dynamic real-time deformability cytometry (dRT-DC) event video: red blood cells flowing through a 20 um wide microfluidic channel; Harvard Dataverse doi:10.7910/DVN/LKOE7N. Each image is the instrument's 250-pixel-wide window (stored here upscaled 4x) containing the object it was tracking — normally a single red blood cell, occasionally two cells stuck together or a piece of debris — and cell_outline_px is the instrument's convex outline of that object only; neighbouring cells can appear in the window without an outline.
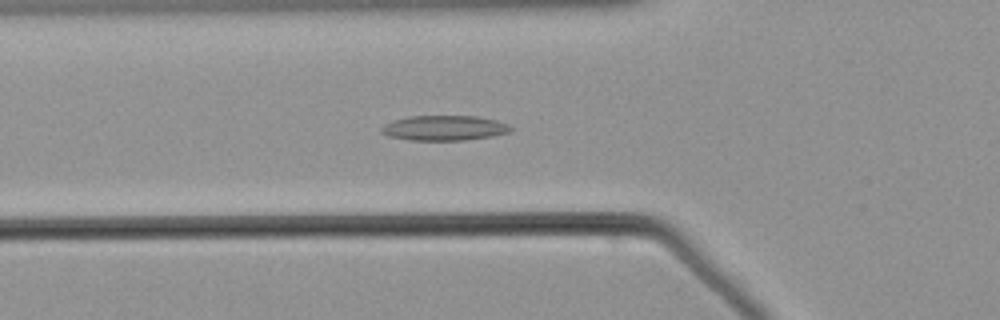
{"species": "common noctule bat (a hibernating species)", "species_latin": "Nyctalus noctula", "temperature_condition": "warm", "stored_images_in_passage": 43, "camera_frame_rate_fps": 3000, "um_per_image_px": 0.085, "animal": {"sex": "male", "body_mass_g": 21.5, "forearm_length_mm": 52.0}, "frame": {"image": 1, "passage_image": 10, "time_ms": 3.0, "image_size_px": [1000, 320], "cell_outline_px": [[516, 128], [512, 132], [492, 136], [464, 140], [408, 140], [388, 136], [380, 132], [380, 128], [384, 124], [408, 116], [476, 116], [496, 120], [508, 124]], "centroid_in_image_um": [37.8, 10.88], "position_along_channel_um": 88.0, "area_um2": 19.02}}
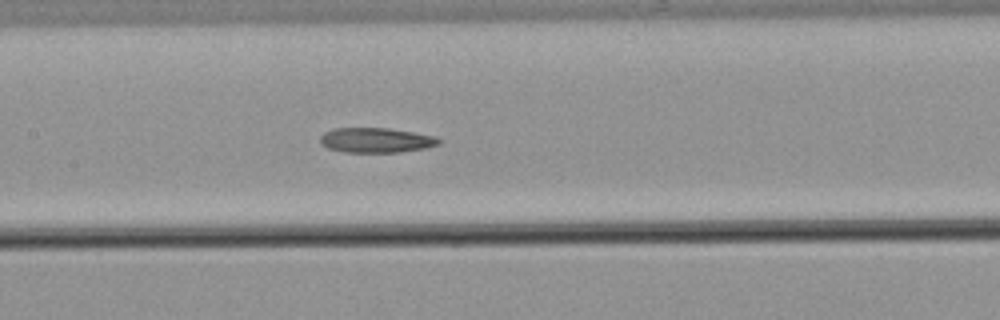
{"frame": {"image": 2, "passage_image": 17, "time_ms": 5.333, "image_size_px": [1000, 320], "cell_outline_px": [[440, 144], [424, 148], [400, 152], [344, 152], [328, 148], [320, 144], [320, 136], [324, 132], [332, 128], [388, 128], [436, 136], [440, 140]], "centroid_in_image_um": [31.93, 11.91], "position_along_channel_um": 175.5, "area_um2": 17.22}}
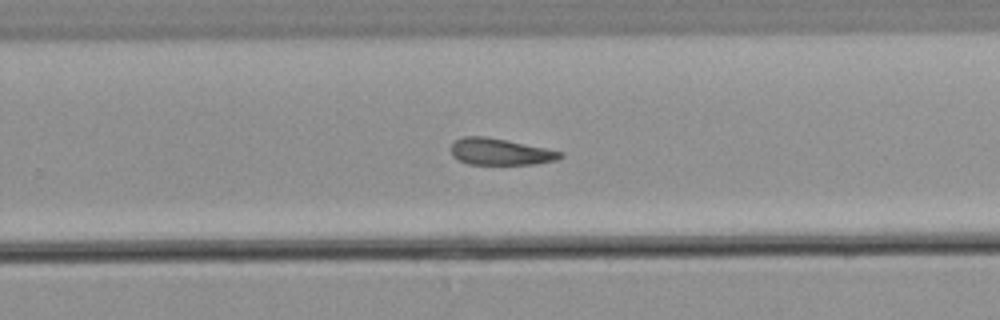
{"frame": {"image": 3, "passage_image": 26, "time_ms": 8.333, "image_size_px": [1000, 320], "cell_outline_px": [[564, 156], [556, 160], [536, 164], [468, 164], [452, 156], [448, 148], [452, 140], [464, 136], [488, 136], [564, 152]], "centroid_in_image_um": [42.46, 12.88], "position_along_channel_um": 287.3, "area_um2": 17.22}}